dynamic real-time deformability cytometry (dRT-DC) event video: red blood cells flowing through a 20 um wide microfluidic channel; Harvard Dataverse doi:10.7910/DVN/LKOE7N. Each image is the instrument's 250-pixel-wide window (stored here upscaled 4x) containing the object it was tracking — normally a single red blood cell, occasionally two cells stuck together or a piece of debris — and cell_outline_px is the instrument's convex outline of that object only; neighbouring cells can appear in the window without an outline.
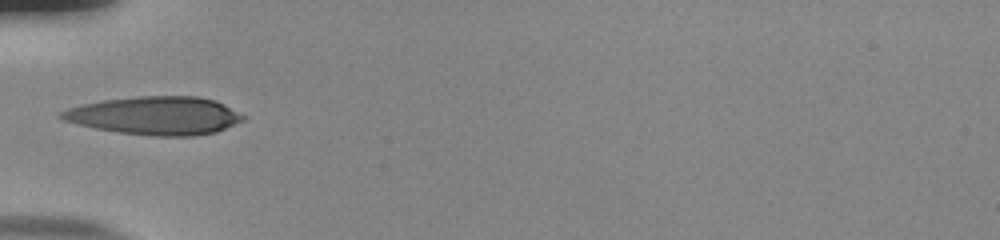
{"species": "human", "species_latin": "Homo sapiens", "temperature_condition": "room temperature", "stored_images_in_passage": 35, "camera_frame_rate_fps": 3000, "um_per_image_px": 0.085, "donor": {"sex": "male"}, "frame": {"image": 1, "passage_image": 1, "time_ms": 0.0, "image_size_px": [1000, 240], "cell_outline_px": [[248, 116], [244, 120], [216, 132], [192, 136], [152, 136], [116, 132], [96, 128], [64, 120], [56, 116], [60, 112], [68, 108], [84, 104], [104, 100], [136, 96], [200, 96], [216, 100]], "centroid_in_image_um": [13.24, 9.82], "position_along_channel_um": 71.8, "area_um2": 40.58}}
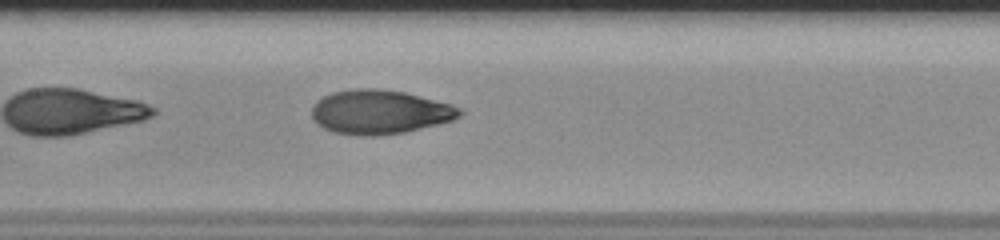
{"frame": {"image": 2, "passage_image": 9, "time_ms": 2.667, "image_size_px": [1000, 240], "cell_outline_px": [[464, 112], [460, 116], [452, 120], [404, 132], [376, 136], [364, 136], [332, 132], [316, 124], [312, 116], [312, 104], [316, 100], [332, 92], [356, 88], [376, 88], [404, 92], [452, 104], [460, 108]], "centroid_in_image_um": [32.24, 9.51], "position_along_channel_um": 175.2, "area_um2": 38.09}}
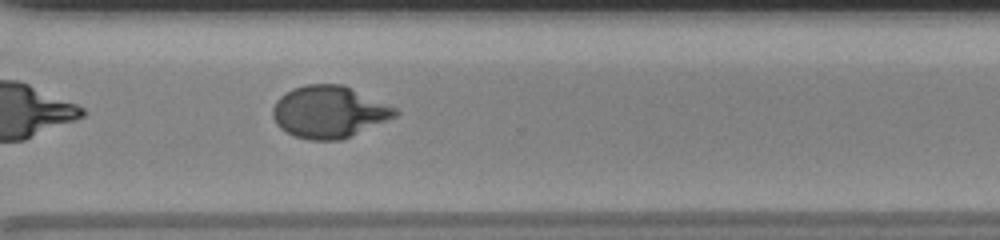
{"frame": {"image": 3, "passage_image": 22, "time_ms": 7.0, "image_size_px": [1000, 240], "cell_outline_px": [[400, 112], [396, 116], [388, 120], [340, 140], [308, 140], [296, 136], [280, 128], [276, 124], [272, 116], [272, 108], [276, 100], [280, 96], [292, 88], [304, 84], [344, 84], [396, 108]], "centroid_in_image_um": [27.94, 9.5], "position_along_channel_um": 342.7, "area_um2": 37.11}, "authors_computed_cell_mechanics": {"area_um2": 37.281, "velocity_mm_per_s": 3.8827, "shape_relaxation_time_tau1_ms": 6.3076, "shape_relaxation_time_tau2_ms": null, "deformation_change_tau1": 0.3025, "deformation_change_tau2": null}}